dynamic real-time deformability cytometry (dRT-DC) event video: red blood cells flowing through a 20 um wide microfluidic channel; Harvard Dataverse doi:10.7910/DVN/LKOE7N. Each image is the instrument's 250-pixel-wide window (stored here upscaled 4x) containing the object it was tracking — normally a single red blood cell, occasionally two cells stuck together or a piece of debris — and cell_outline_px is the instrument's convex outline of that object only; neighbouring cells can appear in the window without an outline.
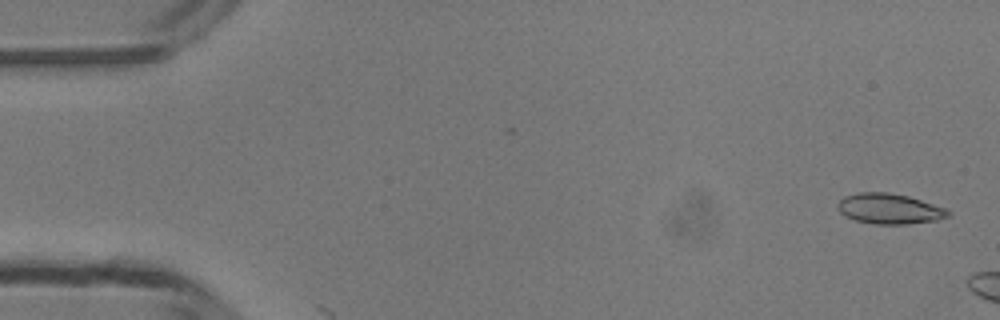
{"species": "common noctule bat (a hibernating species)", "species_latin": "Nyctalus noctula", "temperature_condition": "room temperature", "stored_images_in_passage": 3, "camera_frame_rate_fps": 3000, "um_per_image_px": 0.085, "animal": {"sex": "male", "body_mass_g": 13.3}, "frame": {"image": 1, "passage_image": 2, "time_ms": 0.333, "image_size_px": [1000, 320], "cell_outline_px": [[952, 212], [948, 216], [936, 220], [904, 224], [876, 224], [856, 220], [844, 216], [836, 208], [836, 204], [844, 196], [856, 192], [888, 192], [908, 196], [948, 208]], "centroid_in_image_um": [75.59, 17.73], "position_along_channel_um": 9.4, "area_um2": 19.71}}